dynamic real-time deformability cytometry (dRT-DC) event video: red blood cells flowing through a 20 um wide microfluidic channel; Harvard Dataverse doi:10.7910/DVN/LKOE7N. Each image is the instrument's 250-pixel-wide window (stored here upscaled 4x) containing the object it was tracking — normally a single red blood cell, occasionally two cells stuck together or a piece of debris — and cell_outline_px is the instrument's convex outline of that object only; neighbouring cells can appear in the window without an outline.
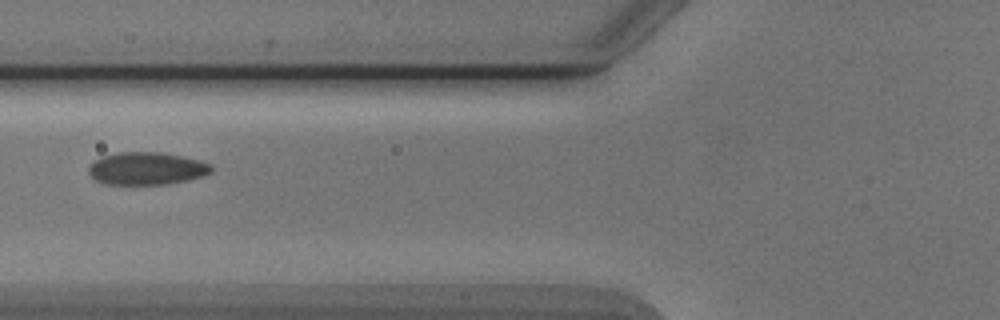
{"species": "Egyptian fruit bat (a non-hibernating species)", "species_latin": "Rousettus aegyptiacus", "temperature_condition": "cold", "stored_images_in_passage": 5, "camera_frame_rate_fps": 3000, "um_per_image_px": 0.085, "animal": {"sex": "male"}, "frame": {"image": 1, "passage_image": 5, "time_ms": 4.667, "image_size_px": [1000, 320], "cell_outline_px": [[212, 172], [188, 180], [164, 184], [104, 184], [96, 180], [88, 172], [88, 168], [100, 156], [116, 152], [160, 152], [200, 160], [212, 164]], "centroid_in_image_um": [12.45, 14.31], "position_along_channel_um": 113.3, "area_um2": 23.24}}